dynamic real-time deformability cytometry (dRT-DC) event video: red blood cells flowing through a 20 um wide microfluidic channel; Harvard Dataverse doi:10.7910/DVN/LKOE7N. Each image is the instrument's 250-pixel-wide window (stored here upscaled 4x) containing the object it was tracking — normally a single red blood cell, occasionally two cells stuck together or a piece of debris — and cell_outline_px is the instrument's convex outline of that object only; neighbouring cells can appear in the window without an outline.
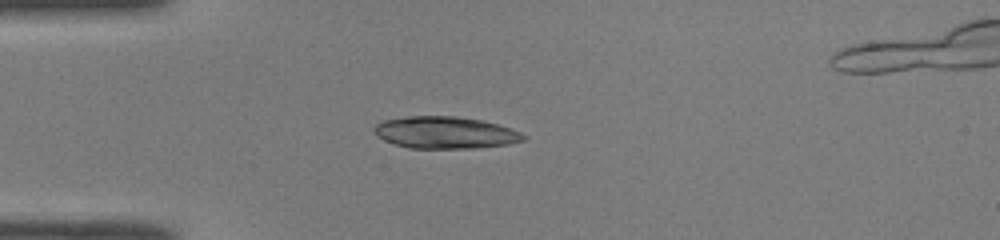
{"species": "common noctule bat (a hibernating species)", "species_latin": "Nyctalus noctula", "temperature_condition": "room temperature", "stored_images_in_passage": 37, "camera_frame_rate_fps": 3000, "um_per_image_px": 0.085, "animal": {"sex": "male", "body_mass_g": 19.0, "forearm_length_mm": 50.8}, "frame": {"image": 1, "passage_image": 1, "time_ms": 0.0, "image_size_px": [1000, 240], "cell_outline_px": [[528, 136], [524, 140], [508, 144], [480, 148], [408, 148], [384, 140], [376, 136], [372, 132], [372, 128], [376, 124], [384, 120], [408, 116], [456, 116], [480, 120], [496, 124], [520, 132]], "centroid_in_image_um": [37.81, 11.27], "position_along_channel_um": 47.2, "area_um2": 27.86}}